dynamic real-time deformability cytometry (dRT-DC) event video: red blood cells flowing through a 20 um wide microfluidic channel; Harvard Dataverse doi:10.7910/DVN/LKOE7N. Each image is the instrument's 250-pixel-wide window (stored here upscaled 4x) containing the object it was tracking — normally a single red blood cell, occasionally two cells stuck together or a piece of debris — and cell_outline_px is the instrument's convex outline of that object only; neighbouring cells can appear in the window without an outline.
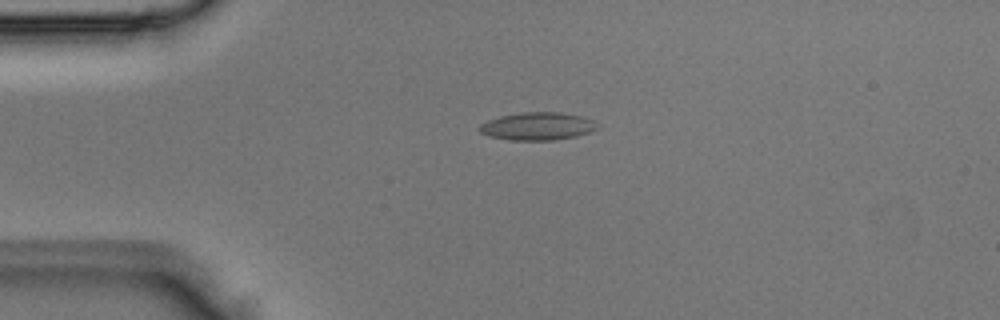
{"species": "Egyptian fruit bat (a non-hibernating species)", "species_latin": "Rousettus aegyptiacus", "temperature_condition": "room temperature", "stored_images_in_passage": 3, "camera_frame_rate_fps": 3000, "um_per_image_px": 0.085, "animal": {"sex": "male"}, "frame": {"image": 1, "passage_image": 3, "time_ms": 0.667, "image_size_px": [1000, 320], "cell_outline_px": [[600, 128], [592, 132], [576, 136], [556, 140], [512, 140], [488, 136], [480, 132], [476, 128], [480, 124], [488, 120], [500, 116], [520, 112], [560, 112], [580, 116], [592, 120]], "centroid_in_image_um": [45.67, 10.73], "position_along_channel_um": 39.3, "area_um2": 19.25}}